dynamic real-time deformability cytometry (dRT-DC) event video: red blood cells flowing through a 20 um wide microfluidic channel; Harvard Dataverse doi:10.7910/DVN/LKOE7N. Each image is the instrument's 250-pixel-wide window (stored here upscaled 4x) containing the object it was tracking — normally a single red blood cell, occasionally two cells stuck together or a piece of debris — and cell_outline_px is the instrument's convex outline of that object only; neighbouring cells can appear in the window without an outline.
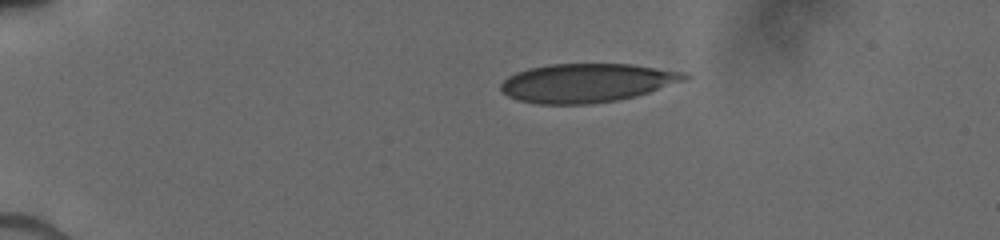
{"species": "human", "species_latin": "Homo sapiens", "temperature_condition": "cold", "stored_images_in_passage": 30, "camera_frame_rate_fps": 3000, "um_per_image_px": 0.085, "donor": {"sex": "male"}, "frame": {"image": 1, "passage_image": 1, "time_ms": 0.0, "image_size_px": [1000, 240], "cell_outline_px": [[692, 76], [684, 80], [636, 96], [616, 100], [592, 104], [536, 104], [516, 100], [508, 96], [500, 88], [500, 84], [508, 76], [516, 72], [528, 68], [548, 64], [632, 64], [684, 72]], "centroid_in_image_um": [49.84, 7.04], "position_along_channel_um": 35.2, "area_um2": 41.5}}
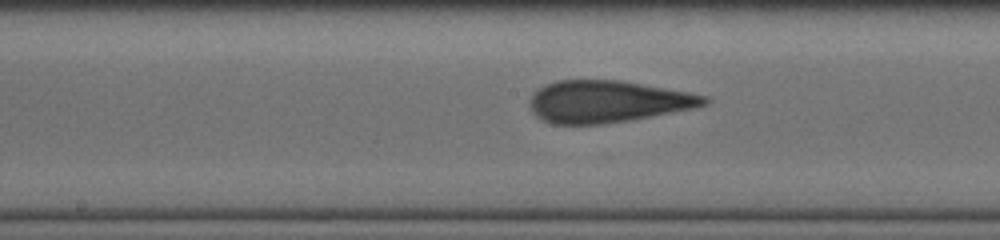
{"frame": {"image": 2, "passage_image": 13, "time_ms": 5.667, "image_size_px": [1000, 240], "cell_outline_px": [[708, 104], [692, 108], [628, 120], [600, 124], [552, 124], [536, 116], [532, 112], [528, 104], [528, 100], [532, 92], [536, 88], [544, 84], [556, 80], [616, 80], [688, 92], [704, 96], [708, 100]], "centroid_in_image_um": [51.51, 8.62], "position_along_channel_um": 196.7, "area_um2": 42.37}}
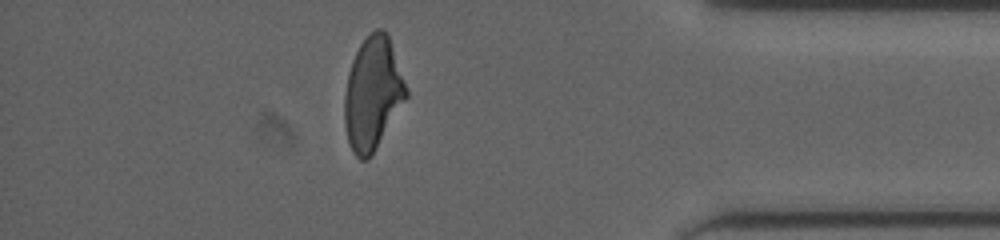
{"frame": {"image": 3, "passage_image": 26, "time_ms": 11.333, "image_size_px": [1000, 240], "cell_outline_px": [[408, 96], [368, 160], [360, 160], [356, 156], [348, 140], [344, 120], [344, 96], [348, 72], [352, 60], [360, 44], [376, 28], [384, 28], [388, 36], [408, 88]], "centroid_in_image_um": [31.68, 7.93], "position_along_channel_um": 403.5, "area_um2": 40.11}}